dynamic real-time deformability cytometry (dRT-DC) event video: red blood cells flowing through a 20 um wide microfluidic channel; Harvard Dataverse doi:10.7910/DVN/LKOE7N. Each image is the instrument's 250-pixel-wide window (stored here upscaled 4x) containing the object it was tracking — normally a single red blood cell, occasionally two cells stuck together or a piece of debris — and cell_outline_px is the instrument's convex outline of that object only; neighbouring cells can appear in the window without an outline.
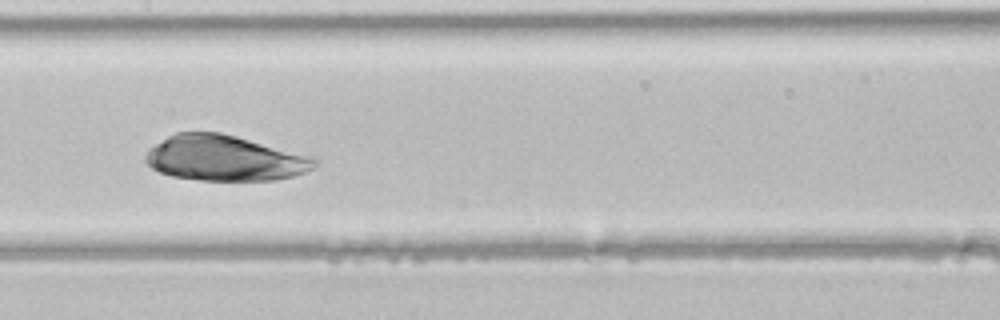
{"species": "common noctule bat (a hibernating species)", "species_latin": "Nyctalus noctula", "temperature_condition": "room temperature", "stored_images_in_passage": 45, "camera_frame_rate_fps": 3000, "um_per_image_px": 0.085, "animal": {"sex": "male", "body_mass_g": 21.5, "forearm_length_mm": 52.0}, "frame": {"image": 1, "passage_image": 22, "time_ms": 7.0, "image_size_px": [1000, 320], "cell_outline_px": [[316, 164], [312, 168], [304, 172], [292, 176], [276, 180], [200, 180], [172, 176], [160, 172], [152, 168], [144, 160], [144, 156], [148, 148], [168, 136], [176, 132], [220, 132], [236, 136], [312, 156], [316, 160]], "centroid_in_image_um": [19.05, 13.44], "position_along_channel_um": 188.4, "area_um2": 44.68}}
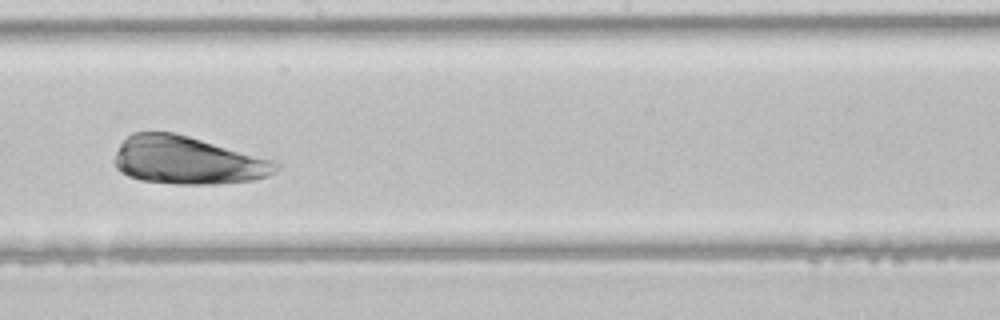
{"frame": {"image": 2, "passage_image": 25, "time_ms": 8.0, "image_size_px": [1000, 320], "cell_outline_px": [[280, 168], [276, 172], [268, 176], [252, 180], [220, 184], [176, 184], [140, 180], [128, 176], [120, 172], [116, 168], [112, 160], [120, 144], [132, 132], [172, 132], [188, 136], [276, 160], [280, 164]], "centroid_in_image_um": [15.94, 13.64], "position_along_channel_um": 232.3, "area_um2": 45.43}}
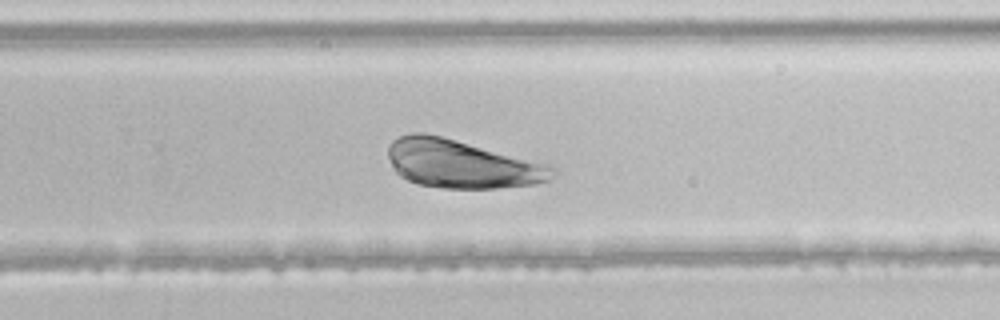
{"frame": {"image": 3, "passage_image": 29, "time_ms": 9.333, "image_size_px": [1000, 320], "cell_outline_px": [[556, 172], [548, 180], [536, 184], [496, 188], [440, 188], [416, 184], [400, 176], [392, 168], [388, 156], [388, 148], [392, 140], [400, 136], [412, 132], [424, 132], [552, 164], [556, 168]], "centroid_in_image_um": [39.25, 13.94], "position_along_channel_um": 290.6, "area_um2": 46.59}}